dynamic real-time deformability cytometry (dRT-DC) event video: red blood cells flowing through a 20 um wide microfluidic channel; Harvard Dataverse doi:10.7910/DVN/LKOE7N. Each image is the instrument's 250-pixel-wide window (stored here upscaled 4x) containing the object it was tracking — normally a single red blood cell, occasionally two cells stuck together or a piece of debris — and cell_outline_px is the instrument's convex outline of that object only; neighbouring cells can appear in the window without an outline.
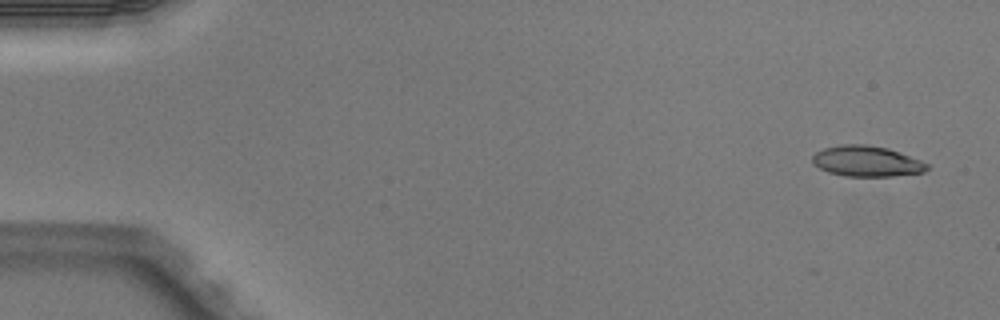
{"species": "Egyptian fruit bat (a non-hibernating species)", "species_latin": "Rousettus aegyptiacus", "temperature_condition": "warm", "stored_images_in_passage": 4, "camera_frame_rate_fps": 3000, "um_per_image_px": 0.085, "animal": {"sex": "male"}, "frame": {"image": 1, "passage_image": 1, "time_ms": 0.0, "image_size_px": [1000, 320], "cell_outline_px": [[928, 168], [924, 172], [892, 176], [844, 176], [828, 172], [812, 164], [812, 156], [816, 152], [824, 148], [840, 144], [864, 144], [888, 148], [920, 160], [928, 164]], "centroid_in_image_um": [73.63, 13.7], "position_along_channel_um": 11.4, "area_um2": 20.46}}
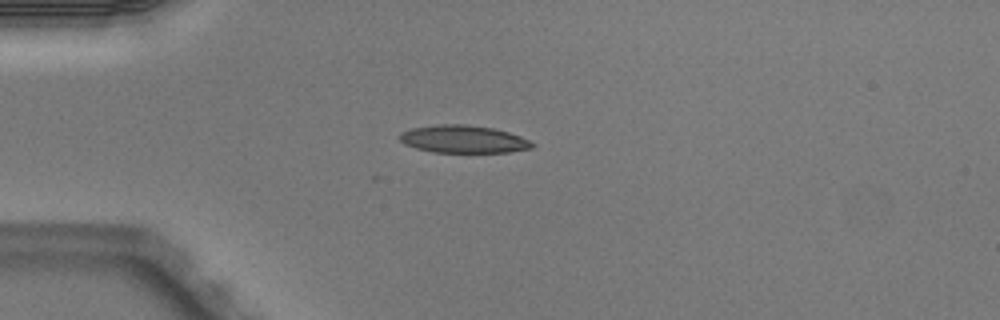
{"frame": {"image": 2, "passage_image": 4, "time_ms": 1.0, "image_size_px": [1000, 320], "cell_outline_px": [[536, 144], [532, 148], [508, 152], [432, 152], [416, 148], [404, 144], [400, 140], [400, 132], [412, 128], [440, 124], [464, 124], [492, 128], [508, 132], [520, 136]], "centroid_in_image_um": [39.38, 11.83], "position_along_channel_um": 45.6, "area_um2": 21.21}}